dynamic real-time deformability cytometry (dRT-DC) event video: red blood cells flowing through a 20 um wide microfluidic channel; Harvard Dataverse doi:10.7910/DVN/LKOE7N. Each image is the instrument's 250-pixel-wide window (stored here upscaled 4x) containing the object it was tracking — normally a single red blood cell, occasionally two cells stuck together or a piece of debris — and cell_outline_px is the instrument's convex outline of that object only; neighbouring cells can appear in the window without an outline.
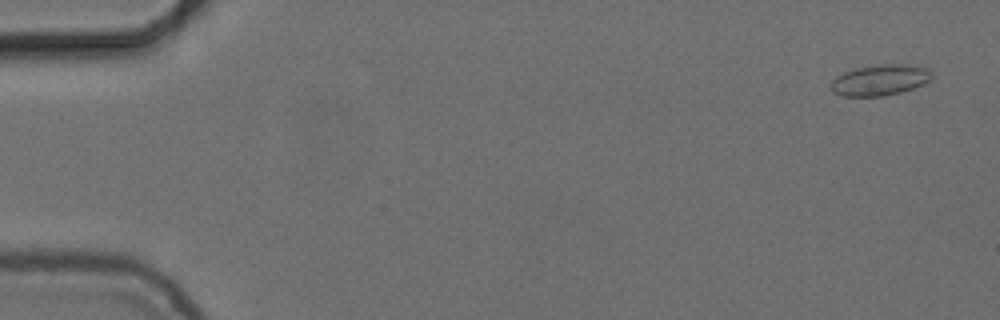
{"species": "common noctule bat (a hibernating species)", "species_latin": "Nyctalus noctula", "temperature_condition": "cold", "stored_images_in_passage": 56, "camera_frame_rate_fps": 3000, "um_per_image_px": 0.085, "animal": {"sex": "female", "body_mass_g": 24.6, "forearm_length_mm": 56.2}, "frame": {"image": 1, "passage_image": 3, "time_ms": 0.667, "image_size_px": [1000, 320], "cell_outline_px": [[932, 76], [924, 84], [900, 92], [884, 96], [840, 96], [832, 92], [828, 88], [832, 80], [836, 76], [844, 72], [856, 68], [880, 64], [908, 64], [924, 68], [932, 72]], "centroid_in_image_um": [74.73, 6.81], "position_along_channel_um": 10.3, "area_um2": 18.21}}
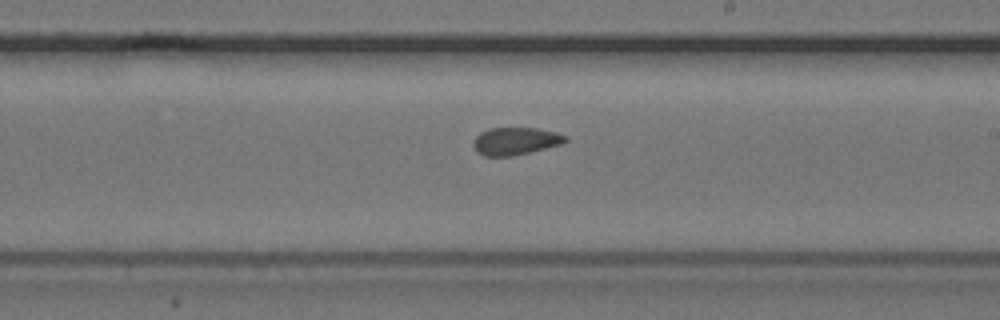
{"frame": {"image": 2, "passage_image": 33, "time_ms": 10.667, "image_size_px": [1000, 320], "cell_outline_px": [[568, 140], [564, 144], [512, 156], [484, 156], [476, 152], [472, 144], [472, 140], [480, 132], [488, 128], [536, 128], [556, 132], [568, 136]], "centroid_in_image_um": [43.81, 11.99], "position_along_channel_um": 245.2, "area_um2": 15.03}}
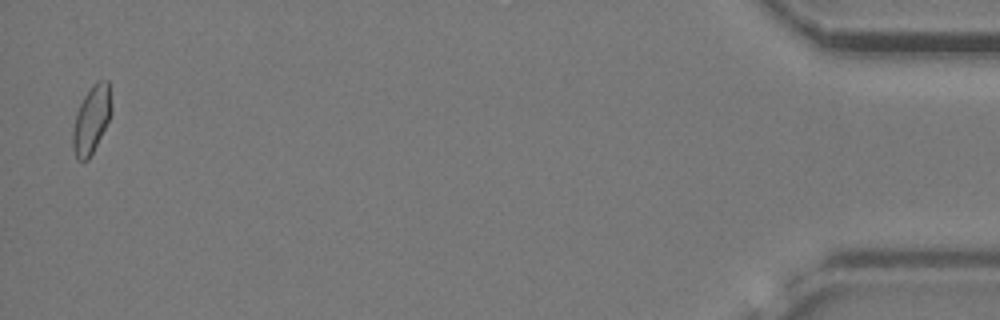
{"frame": {"image": 3, "passage_image": 55, "time_ms": 18.0, "image_size_px": [1000, 320], "cell_outline_px": [[112, 112], [88, 160], [76, 160], [72, 148], [72, 132], [76, 112], [84, 96], [92, 84], [100, 80], [108, 80], [112, 104]], "centroid_in_image_um": [7.76, 10.14], "position_along_channel_um": 427.4, "area_um2": 15.14}, "authors_computed_cell_mechanics": {"area_um2": 15.4037, "velocity_mm_per_s": 3.7233, "shape_relaxation_time_tau1_ms": null, "shape_relaxation_time_tau2_ms": 1.455, "deformation_change_tau1": null, "deformation_change_tau2": 0.0657}}